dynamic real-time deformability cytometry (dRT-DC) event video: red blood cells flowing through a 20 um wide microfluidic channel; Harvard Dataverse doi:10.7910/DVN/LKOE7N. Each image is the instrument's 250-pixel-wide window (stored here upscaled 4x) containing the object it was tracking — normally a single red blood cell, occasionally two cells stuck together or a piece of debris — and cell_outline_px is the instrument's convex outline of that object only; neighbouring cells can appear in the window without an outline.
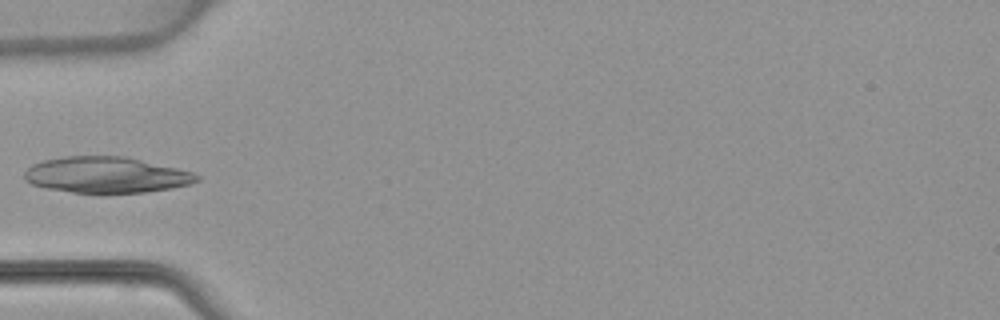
{"species": "common noctule bat (a hibernating species)", "species_latin": "Nyctalus noctula", "temperature_condition": "warm", "stored_images_in_passage": 3, "camera_frame_rate_fps": 3000, "um_per_image_px": 0.085, "animal": {"sex": "female", "body_mass_g": 22.7, "forearm_length_mm": 54.2}, "frame": {"image": 1, "passage_image": 3, "time_ms": 3.333, "image_size_px": [1000, 320], "cell_outline_px": [[200, 180], [188, 184], [172, 188], [144, 192], [100, 196], [44, 188], [32, 184], [24, 180], [24, 172], [32, 164], [44, 160], [64, 156], [124, 156], [176, 168], [192, 172], [200, 176]], "centroid_in_image_um": [8.99, 14.9], "position_along_channel_um": 76.0, "area_um2": 36.93}}